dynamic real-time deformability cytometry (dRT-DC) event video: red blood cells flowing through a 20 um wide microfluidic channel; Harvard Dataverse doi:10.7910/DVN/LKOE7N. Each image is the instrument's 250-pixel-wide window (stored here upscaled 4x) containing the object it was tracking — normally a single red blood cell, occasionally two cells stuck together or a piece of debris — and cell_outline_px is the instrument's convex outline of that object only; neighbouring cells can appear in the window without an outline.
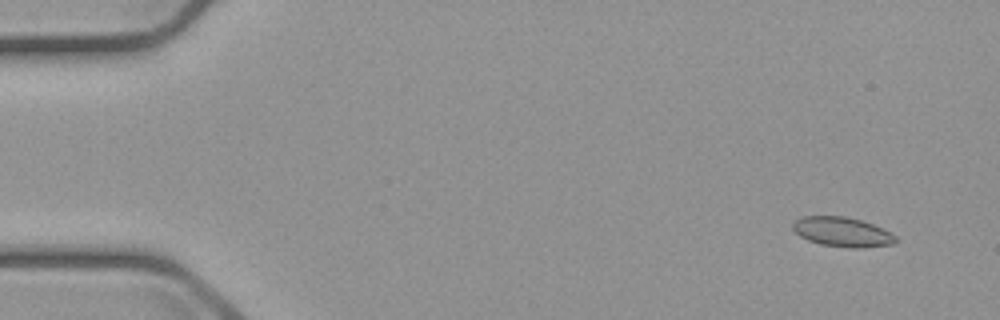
{"species": "common noctule bat (a hibernating species)", "species_latin": "Nyctalus noctula", "temperature_condition": "cold", "stored_images_in_passage": 7, "camera_frame_rate_fps": 3000, "um_per_image_px": 0.085, "animal": {"sex": "male", "body_mass_g": 23.1, "forearm_length_mm": 52.7}, "frame": {"image": 1, "passage_image": 2, "time_ms": 1.0, "image_size_px": [1000, 320], "cell_outline_px": [[896, 240], [892, 244], [860, 248], [852, 248], [820, 244], [808, 240], [800, 236], [792, 228], [792, 224], [796, 220], [804, 216], [844, 216], [860, 220], [872, 224], [896, 236]], "centroid_in_image_um": [71.56, 19.71], "position_along_channel_um": 13.4, "area_um2": 17.46}}
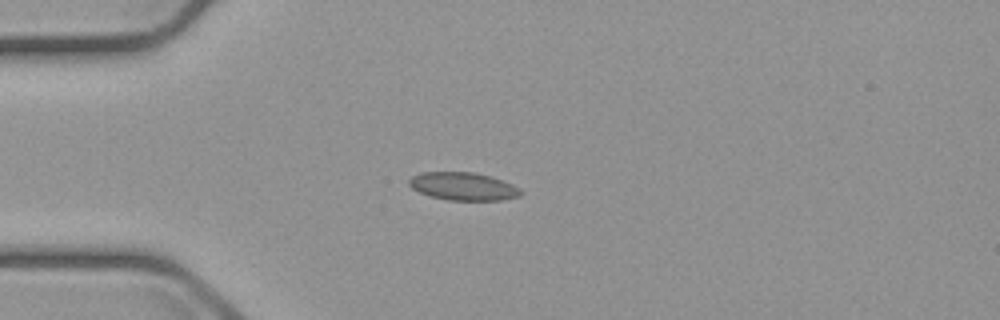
{"frame": {"image": 2, "passage_image": 5, "time_ms": 4.667, "image_size_px": [1000, 320], "cell_outline_px": [[524, 192], [520, 196], [500, 200], [448, 200], [428, 196], [412, 188], [408, 184], [408, 180], [412, 176], [420, 172], [472, 172], [492, 176], [512, 184], [520, 188]], "centroid_in_image_um": [39.37, 15.84], "position_along_channel_um": 45.6, "area_um2": 18.32}}
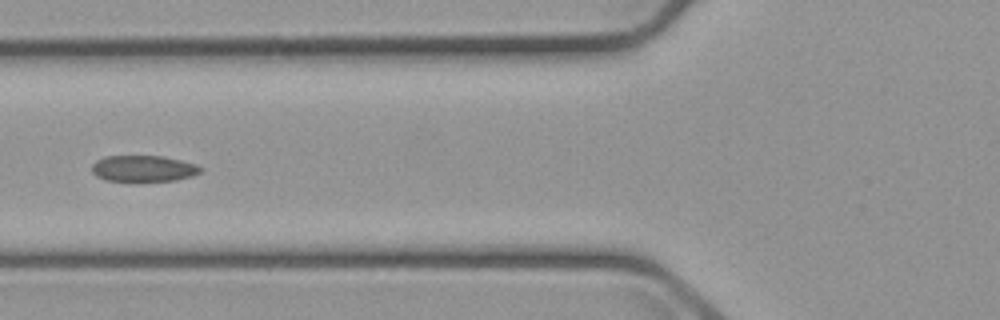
{"frame": {"image": 3, "passage_image": 7, "time_ms": 7.0, "image_size_px": [1000, 320], "cell_outline_px": [[204, 168], [200, 172], [192, 176], [176, 180], [108, 180], [96, 176], [92, 172], [92, 164], [96, 160], [104, 156], [164, 156], [196, 164]], "centroid_in_image_um": [12.2, 14.3], "position_along_channel_um": 113.6, "area_um2": 16.42}}